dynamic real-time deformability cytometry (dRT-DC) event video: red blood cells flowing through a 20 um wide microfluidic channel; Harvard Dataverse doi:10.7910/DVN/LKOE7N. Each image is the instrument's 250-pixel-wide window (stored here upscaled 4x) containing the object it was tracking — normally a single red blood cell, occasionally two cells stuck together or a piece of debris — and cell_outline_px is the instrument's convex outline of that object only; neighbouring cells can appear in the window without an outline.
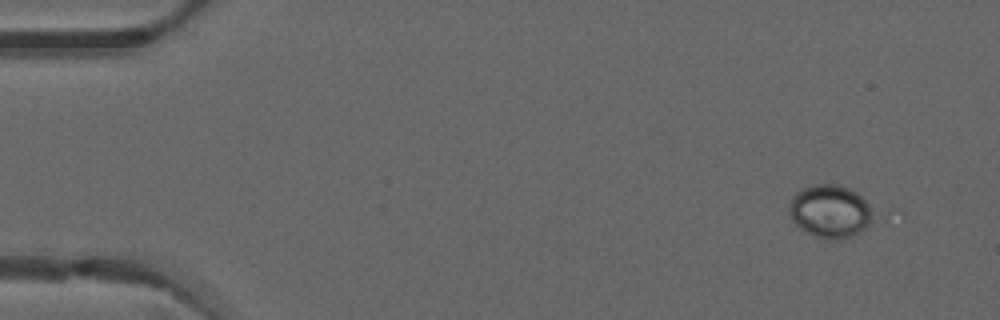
{"species": "common noctule bat (a hibernating species)", "species_latin": "Nyctalus noctula", "temperature_condition": "warm", "stored_images_in_passage": 4, "camera_frame_rate_fps": 3000, "um_per_image_px": 0.085, "animal": {"sex": "male", "forearm_length_mm": 52.5}, "frame": {"image": 1, "passage_image": 1, "time_ms": 0.0, "image_size_px": [1000, 320], "cell_outline_px": [[868, 224], [860, 232], [852, 236], [836, 240], [828, 240], [804, 232], [792, 220], [788, 212], [788, 204], [792, 196], [800, 188], [816, 184], [836, 184], [848, 188], [856, 192], [868, 204]], "centroid_in_image_um": [70.45, 17.96], "position_along_channel_um": 14.6, "area_um2": 25.61}}
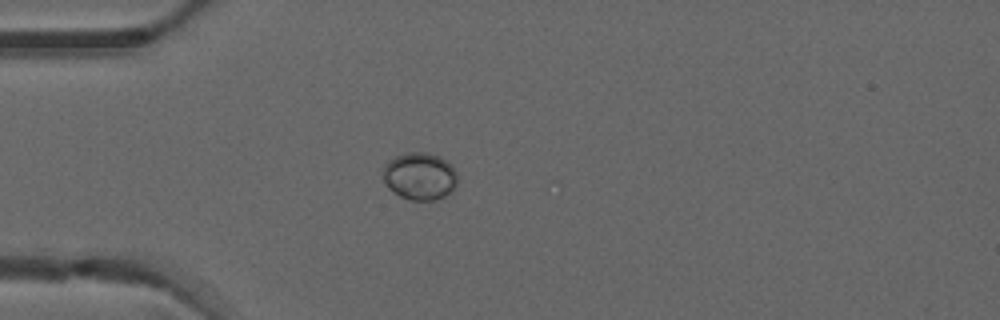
{"frame": {"image": 2, "passage_image": 4, "time_ms": 1.0, "image_size_px": [1000, 320], "cell_outline_px": [[456, 184], [444, 196], [436, 200], [412, 200], [400, 196], [388, 188], [384, 180], [384, 164], [388, 160], [404, 152], [428, 152], [440, 156], [448, 160], [452, 164], [456, 172]], "centroid_in_image_um": [35.68, 14.94], "position_along_channel_um": 49.3, "area_um2": 20.63}}